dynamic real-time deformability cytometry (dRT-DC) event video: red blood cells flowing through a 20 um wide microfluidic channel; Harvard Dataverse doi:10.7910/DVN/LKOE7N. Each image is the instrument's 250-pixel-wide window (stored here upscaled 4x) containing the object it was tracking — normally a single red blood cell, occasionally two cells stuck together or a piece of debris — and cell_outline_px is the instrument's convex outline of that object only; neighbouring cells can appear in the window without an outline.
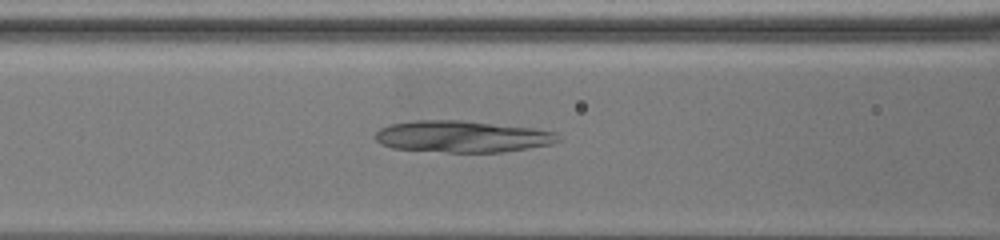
{"species": "common noctule bat (a hibernating species)", "species_latin": "Nyctalus noctula", "temperature_condition": "warm", "stored_images_in_passage": 29, "camera_frame_rate_fps": 3000, "um_per_image_px": 0.085, "animal": {"sex": "female", "body_mass_g": 19.5, "forearm_length_mm": 54.1}, "frame": {"image": 1, "passage_image": 23, "time_ms": 11.0, "image_size_px": [1000, 240], "cell_outline_px": [[560, 140], [552, 144], [504, 152], [448, 152], [392, 148], [380, 144], [372, 136], [380, 128], [388, 124], [412, 120], [460, 120], [532, 128], [556, 132]], "centroid_in_image_um": [39.23, 11.6], "position_along_channel_um": 127.4, "area_um2": 33.81}}
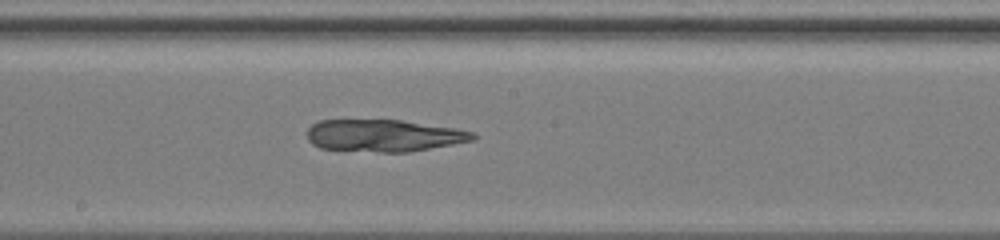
{"frame": {"image": 2, "passage_image": 29, "time_ms": 14.0, "image_size_px": [1000, 240], "cell_outline_px": [[476, 140], [408, 152], [380, 152], [320, 148], [312, 144], [308, 140], [308, 128], [312, 124], [320, 120], [400, 120], [456, 128], [476, 132]], "centroid_in_image_um": [32.65, 11.52], "position_along_channel_um": 215.5, "area_um2": 31.04}}